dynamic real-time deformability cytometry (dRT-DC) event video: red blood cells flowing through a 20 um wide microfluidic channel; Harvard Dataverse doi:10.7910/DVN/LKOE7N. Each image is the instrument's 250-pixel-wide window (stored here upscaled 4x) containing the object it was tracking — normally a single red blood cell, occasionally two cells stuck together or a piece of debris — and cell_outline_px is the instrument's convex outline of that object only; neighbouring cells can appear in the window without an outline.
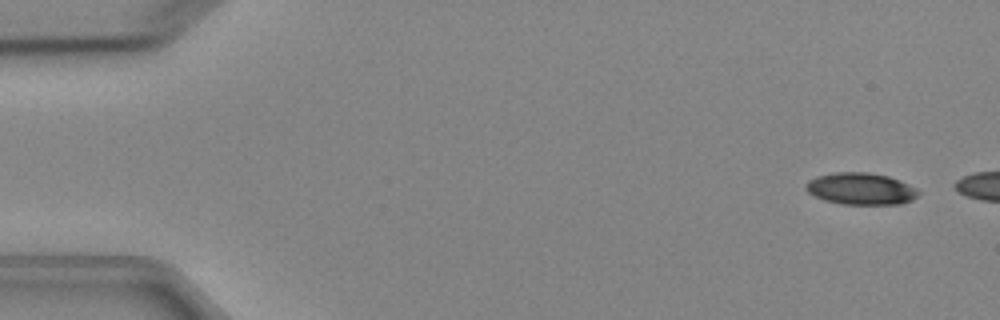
{"species": "Egyptian fruit bat (a non-hibernating species)", "species_latin": "Rousettus aegyptiacus", "temperature_condition": "cold", "stored_images_in_passage": 3, "camera_frame_rate_fps": 3000, "um_per_image_px": 0.085, "animal": {"sex": "female"}, "frame": {"image": 1, "passage_image": 1, "time_ms": 0.0, "image_size_px": [1000, 320], "cell_outline_px": [[920, 192], [912, 200], [900, 204], [844, 204], [824, 200], [808, 192], [804, 188], [804, 184], [808, 180], [816, 176], [832, 172], [868, 172], [888, 176], [900, 180], [916, 188]], "centroid_in_image_um": [73.14, 16.03], "position_along_channel_um": 11.9, "area_um2": 20.98}}